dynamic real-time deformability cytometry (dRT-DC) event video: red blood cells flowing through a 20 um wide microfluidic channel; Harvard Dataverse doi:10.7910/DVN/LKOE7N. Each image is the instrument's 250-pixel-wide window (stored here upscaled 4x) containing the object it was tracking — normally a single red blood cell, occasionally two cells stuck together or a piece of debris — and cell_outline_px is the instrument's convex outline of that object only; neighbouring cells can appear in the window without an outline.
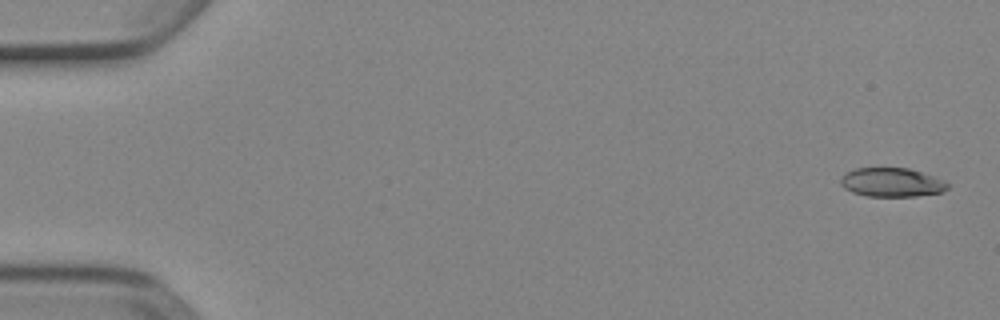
{"species": "Egyptian fruit bat (a non-hibernating species)", "species_latin": "Rousettus aegyptiacus", "temperature_condition": "cold", "stored_images_in_passage": 6, "segment_of_instrument_passage": [1, 2], "camera_frame_rate_fps": 3000, "um_per_image_px": 0.085, "animal": {"sex": "female"}, "frame": {"image": 1, "passage_image": 1, "time_ms": 0.0, "image_size_px": [1000, 320], "cell_outline_px": [[952, 184], [948, 188], [940, 192], [916, 196], [868, 196], [852, 192], [844, 188], [840, 184], [840, 176], [844, 172], [856, 168], [908, 168], [936, 176]], "centroid_in_image_um": [75.79, 15.49], "position_along_channel_um": 9.2, "area_um2": 18.26}}
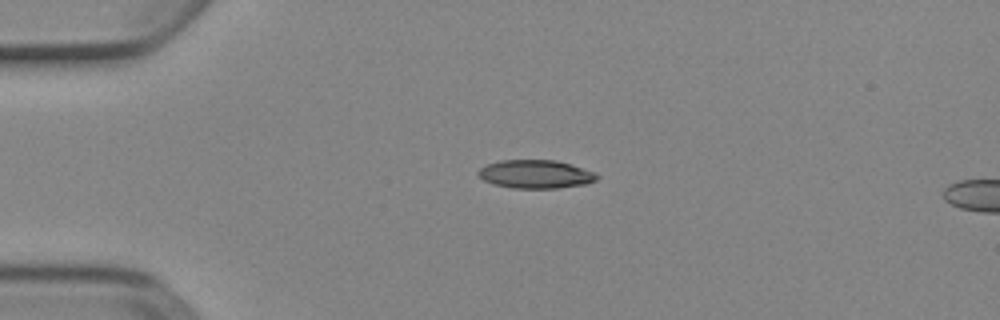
{"frame": {"image": 2, "passage_image": 4, "time_ms": 1.0, "image_size_px": [1000, 320], "cell_outline_px": [[600, 176], [596, 180], [588, 184], [556, 188], [512, 188], [492, 184], [484, 180], [476, 172], [480, 168], [488, 164], [500, 160], [556, 160], [572, 164], [596, 172]], "centroid_in_image_um": [45.57, 14.8], "position_along_channel_um": 39.4, "area_um2": 19.83}}